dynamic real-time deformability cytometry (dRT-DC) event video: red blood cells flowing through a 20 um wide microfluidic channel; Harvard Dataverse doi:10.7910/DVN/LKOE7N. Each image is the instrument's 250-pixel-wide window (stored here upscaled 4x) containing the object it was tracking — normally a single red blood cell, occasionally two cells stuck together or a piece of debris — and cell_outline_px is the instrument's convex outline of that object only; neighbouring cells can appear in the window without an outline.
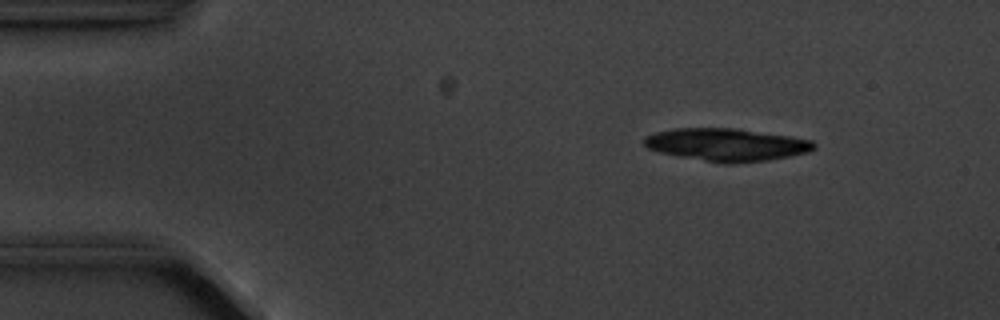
{"species": "common noctule bat (a hibernating species)", "species_latin": "Nyctalus noctula", "temperature_condition": "cold", "stored_images_in_passage": 7, "camera_frame_rate_fps": 3000, "um_per_image_px": 0.085, "animal": {"sex": "male", "body_mass_g": 20.1, "forearm_length_mm": 53.5}, "frame": {"image": 1, "passage_image": 1, "time_ms": 0.0, "image_size_px": [1000, 320], "cell_outline_px": [[816, 148], [808, 152], [768, 160], [736, 164], [724, 164], [680, 156], [660, 152], [648, 148], [644, 144], [644, 136], [656, 132], [676, 128], [736, 128], [788, 136], [812, 140], [816, 144]], "centroid_in_image_um": [61.76, 12.3], "position_along_channel_um": 23.2, "area_um2": 32.25}}
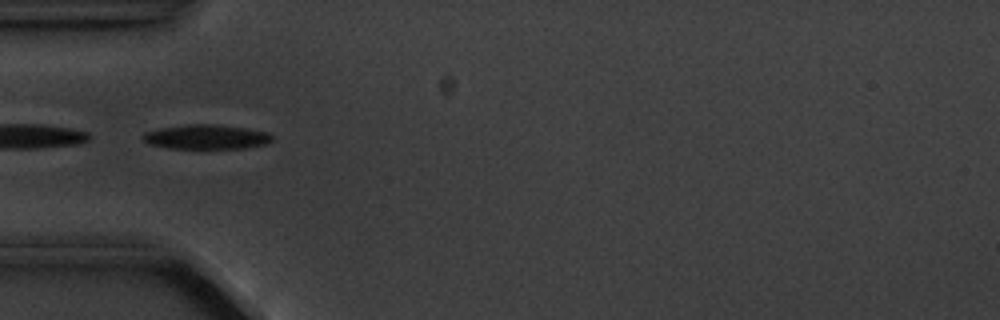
{"frame": {"image": 2, "passage_image": 4, "time_ms": 3.333, "image_size_px": [1000, 320], "cell_outline_px": [[272, 140], [268, 144], [244, 148], [168, 148], [148, 144], [140, 136], [144, 132], [160, 128], [188, 124], [212, 124], [244, 128], [268, 132], [272, 136]], "centroid_in_image_um": [17.51, 11.64], "position_along_channel_um": 67.5, "area_um2": 18.44}}